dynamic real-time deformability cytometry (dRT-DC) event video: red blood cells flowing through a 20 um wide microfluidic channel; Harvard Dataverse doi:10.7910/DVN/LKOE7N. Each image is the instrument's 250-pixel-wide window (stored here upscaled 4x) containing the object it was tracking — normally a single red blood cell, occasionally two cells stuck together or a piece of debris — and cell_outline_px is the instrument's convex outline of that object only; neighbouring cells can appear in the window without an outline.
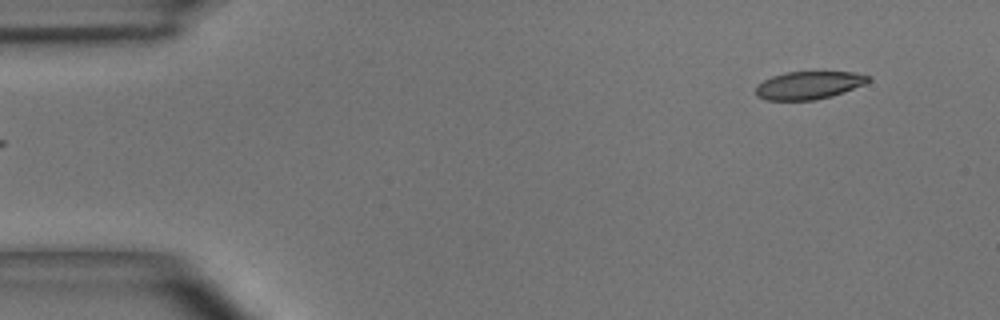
{"species": "common noctule bat (a hibernating species)", "species_latin": "Nyctalus noctula", "temperature_condition": "room temperature", "stored_images_in_passage": 42, "camera_frame_rate_fps": 3000, "um_per_image_px": 0.085, "animal": {"sex": "male", "body_mass_g": 15.6}, "frame": {"image": 1, "passage_image": 1, "time_ms": 0.0, "image_size_px": [1000, 320], "cell_outline_px": [[872, 80], [864, 84], [844, 92], [832, 96], [816, 100], [768, 100], [756, 96], [756, 88], [764, 80], [772, 76], [788, 72], [852, 72], [872, 76]], "centroid_in_image_um": [68.79, 7.25], "position_along_channel_um": 16.2, "area_um2": 18.21}}
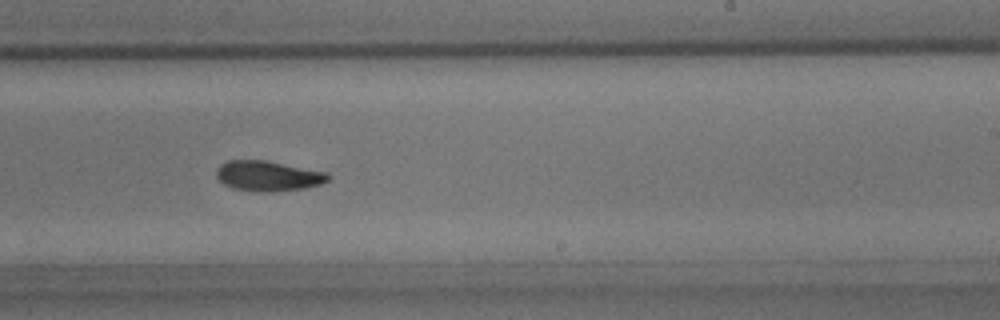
{"frame": {"image": 2, "passage_image": 28, "time_ms": 9.0, "image_size_px": [1000, 320], "cell_outline_px": [[332, 176], [328, 180], [320, 184], [304, 188], [276, 192], [256, 192], [232, 188], [224, 184], [216, 176], [216, 168], [220, 164], [228, 160], [264, 160], [328, 172]], "centroid_in_image_um": [22.78, 14.96], "position_along_channel_um": 266.2, "area_um2": 19.88}}
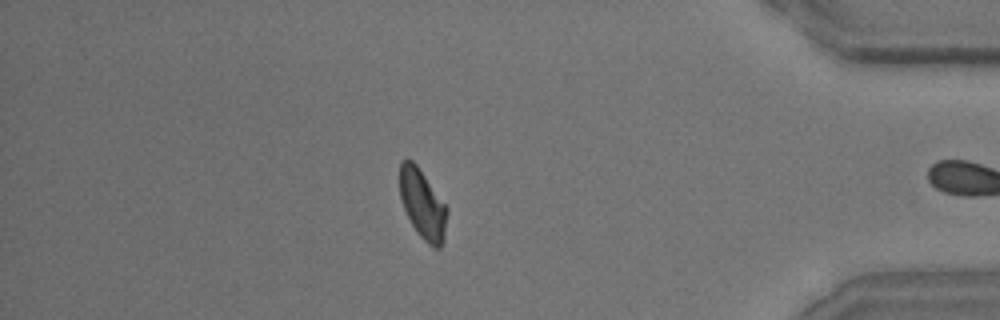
{"frame": {"image": 3, "passage_image": 41, "time_ms": 13.333, "image_size_px": [1000, 320], "cell_outline_px": [[448, 212], [444, 240], [440, 248], [432, 248], [416, 232], [404, 208], [400, 196], [400, 160], [412, 160], [416, 164], [448, 208]], "centroid_in_image_um": [35.94, 17.39], "position_along_channel_um": 399.3, "area_um2": 19.02}}